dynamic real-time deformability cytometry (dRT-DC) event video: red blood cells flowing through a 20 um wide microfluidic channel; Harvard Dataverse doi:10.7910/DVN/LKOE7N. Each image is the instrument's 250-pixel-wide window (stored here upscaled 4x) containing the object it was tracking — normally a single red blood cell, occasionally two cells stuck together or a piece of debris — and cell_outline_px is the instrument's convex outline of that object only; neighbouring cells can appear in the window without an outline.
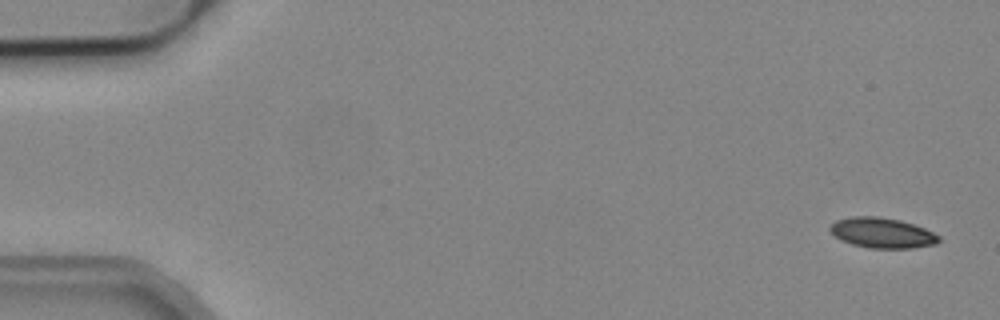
{"species": "common noctule bat (a hibernating species)", "species_latin": "Nyctalus noctula", "temperature_condition": "cold", "stored_images_in_passage": 4, "camera_frame_rate_fps": 3000, "um_per_image_px": 0.085, "animal": {"sex": "male", "body_mass_g": 19.2, "forearm_length_mm": 51.8}, "frame": {"image": 1, "passage_image": 1, "time_ms": 0.0, "image_size_px": [1000, 320], "cell_outline_px": [[940, 240], [936, 244], [912, 248], [868, 248], [852, 244], [836, 236], [828, 228], [836, 220], [852, 216], [880, 216], [900, 220], [924, 228], [940, 236]], "centroid_in_image_um": [75.0, 19.79], "position_along_channel_um": 10.0, "area_um2": 19.07}}
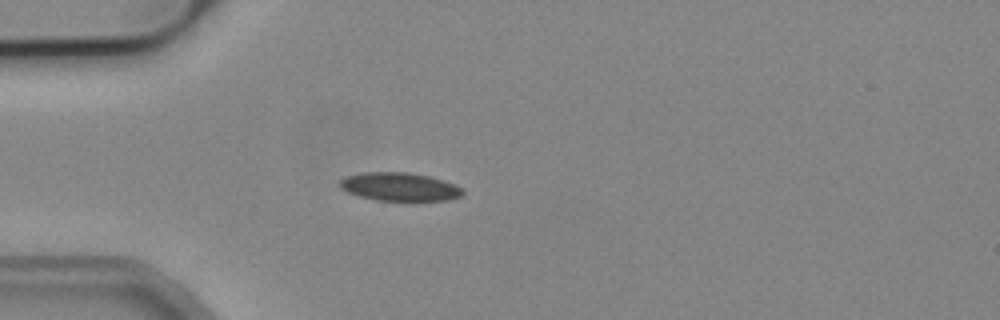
{"frame": {"image": 2, "passage_image": 4, "time_ms": 1.0, "image_size_px": [1000, 320], "cell_outline_px": [[464, 192], [460, 196], [448, 200], [408, 204], [376, 200], [360, 196], [348, 192], [340, 188], [340, 180], [348, 176], [364, 172], [408, 172], [428, 176], [444, 180], [460, 188]], "centroid_in_image_um": [33.99, 15.93], "position_along_channel_um": 51.0, "area_um2": 20.98}}